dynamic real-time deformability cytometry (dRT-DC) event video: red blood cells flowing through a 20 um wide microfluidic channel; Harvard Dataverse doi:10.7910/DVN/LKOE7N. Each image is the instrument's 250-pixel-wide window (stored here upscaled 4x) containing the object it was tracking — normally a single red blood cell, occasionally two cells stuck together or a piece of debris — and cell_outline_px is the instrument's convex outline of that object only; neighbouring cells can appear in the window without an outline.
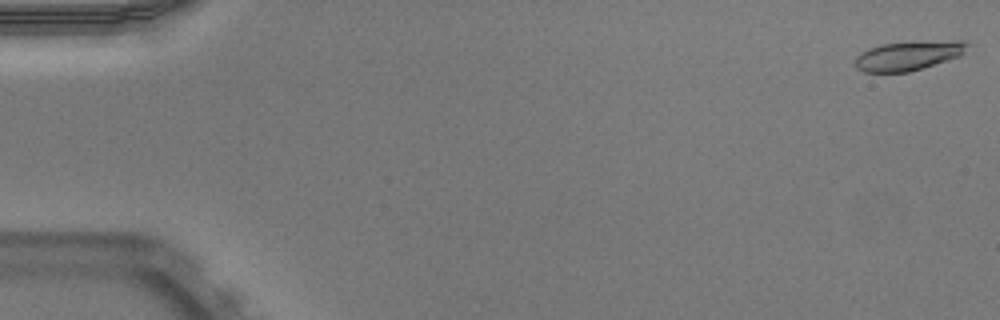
{"species": "Egyptian fruit bat (a non-hibernating species)", "species_latin": "Rousettus aegyptiacus", "temperature_condition": "warm", "stored_images_in_passage": 11, "camera_frame_rate_fps": 3000, "um_per_image_px": 0.085, "animal": {"sex": "male"}, "frame": {"image": 1, "passage_image": 1, "time_ms": 0.0, "image_size_px": [1000, 320], "cell_outline_px": [[968, 44], [964, 52], [960, 56], [908, 72], [864, 72], [856, 68], [856, 56], [860, 52], [868, 48], [884, 44], [912, 40], [964, 40]], "centroid_in_image_um": [77.21, 4.7], "position_along_channel_um": 7.8, "area_um2": 19.42}}